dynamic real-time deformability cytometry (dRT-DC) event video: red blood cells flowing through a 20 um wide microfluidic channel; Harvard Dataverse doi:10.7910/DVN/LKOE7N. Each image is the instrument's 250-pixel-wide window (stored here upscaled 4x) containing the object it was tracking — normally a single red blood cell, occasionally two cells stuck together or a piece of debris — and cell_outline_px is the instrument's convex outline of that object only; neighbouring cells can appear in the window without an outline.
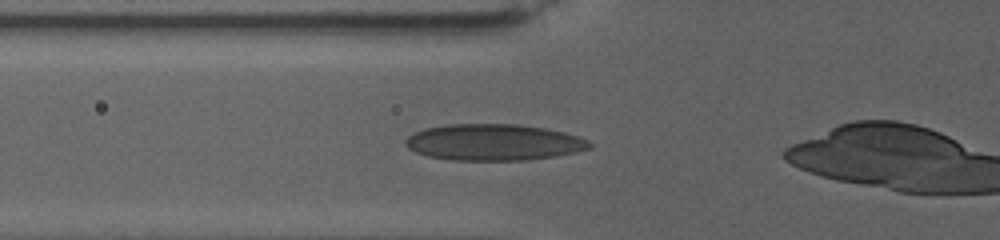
{"species": "human", "species_latin": "Homo sapiens", "temperature_condition": "warm", "stored_images_in_passage": 13, "segment_of_instrument_passage": [1, 2], "camera_frame_rate_fps": 3000, "um_per_image_px": 0.085, "donor": {"sex": "female"}, "frame": {"image": 1, "passage_image": 6, "time_ms": 5.333, "image_size_px": [1000, 240], "cell_outline_px": [[592, 148], [576, 152], [556, 156], [528, 160], [452, 160], [428, 156], [416, 152], [408, 148], [404, 144], [404, 140], [408, 136], [424, 128], [448, 124], [520, 124], [544, 128], [564, 132], [588, 140], [592, 144]], "centroid_in_image_um": [41.96, 12.09], "position_along_channel_um": 83.8, "area_um2": 39.13}}
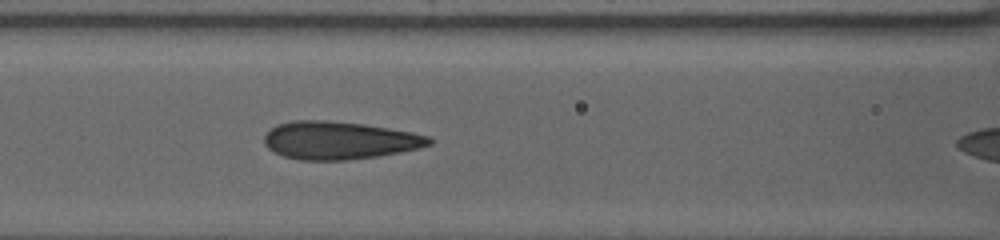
{"frame": {"image": 2, "passage_image": 8, "time_ms": 7.333, "image_size_px": [1000, 240], "cell_outline_px": [[432, 144], [420, 148], [400, 152], [376, 156], [348, 160], [300, 160], [284, 156], [268, 148], [264, 144], [264, 136], [276, 124], [292, 120], [328, 120], [364, 124], [412, 132], [432, 136]], "centroid_in_image_um": [28.85, 11.92], "position_along_channel_um": 137.7, "area_um2": 36.47}}
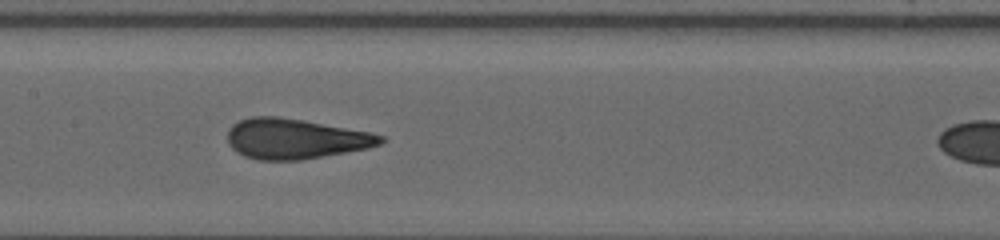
{"frame": {"image": 3, "passage_image": 10, "time_ms": 9.0, "image_size_px": [1000, 240], "cell_outline_px": [[384, 140], [380, 144], [368, 148], [300, 160], [256, 160], [244, 156], [236, 152], [228, 144], [228, 128], [232, 124], [240, 120], [252, 116], [276, 116], [304, 120], [372, 132], [384, 136]], "centroid_in_image_um": [25.08, 11.79], "position_along_channel_um": 182.3, "area_um2": 36.01}}